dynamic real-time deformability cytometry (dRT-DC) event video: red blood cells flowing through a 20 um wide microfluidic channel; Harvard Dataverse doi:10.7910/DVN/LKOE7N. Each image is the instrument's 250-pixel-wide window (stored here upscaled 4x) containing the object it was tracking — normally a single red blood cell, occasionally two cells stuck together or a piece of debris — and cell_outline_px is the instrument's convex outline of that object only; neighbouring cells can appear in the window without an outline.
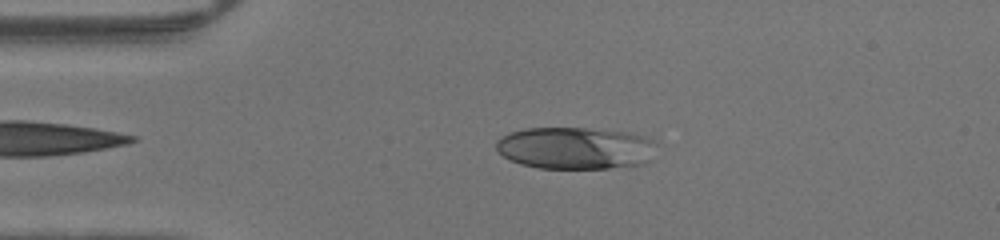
{"species": "human", "species_latin": "Homo sapiens", "temperature_condition": "warm", "stored_images_in_passage": 41, "camera_frame_rate_fps": 3000, "um_per_image_px": 0.085, "donor": {"sex": "male"}, "frame": {"image": 1, "passage_image": 9, "time_ms": 2.667, "image_size_px": [1000, 240], "cell_outline_px": [[656, 144], [648, 160], [644, 164], [608, 168], [540, 168], [520, 164], [504, 156], [496, 148], [496, 140], [512, 132], [524, 128], [588, 128], [624, 132], [644, 136], [652, 140]], "centroid_in_image_um": [48.89, 12.58], "position_along_channel_um": 36.1, "area_um2": 39.02}}
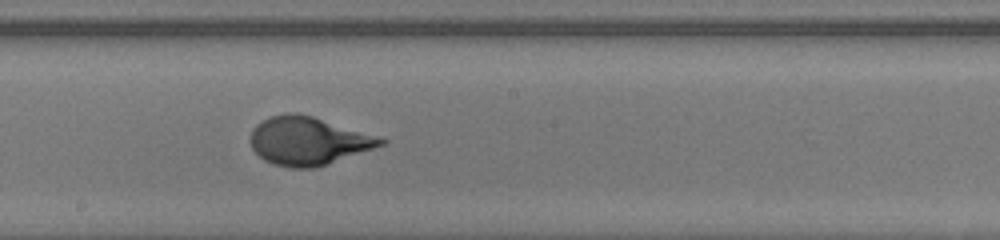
{"frame": {"image": 2, "passage_image": 24, "time_ms": 7.667, "image_size_px": [1000, 240], "cell_outline_px": [[388, 140], [384, 144], [312, 168], [292, 168], [272, 164], [264, 160], [252, 148], [248, 140], [252, 128], [256, 124], [272, 116], [288, 112], [296, 112], [312, 116]], "centroid_in_image_um": [26.09, 11.96], "position_along_channel_um": 222.1, "area_um2": 35.89}}
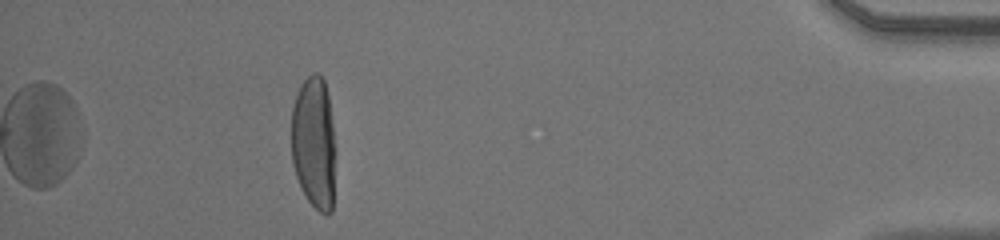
{"frame": {"image": 3, "passage_image": 41, "time_ms": 13.333, "image_size_px": [1000, 240], "cell_outline_px": [[336, 148], [332, 212], [328, 216], [320, 212], [308, 200], [296, 176], [292, 164], [292, 108], [300, 84], [312, 72], [320, 72], [324, 80], [328, 96]], "centroid_in_image_um": [26.7, 12.14], "position_along_channel_um": 408.5, "area_um2": 34.56}}